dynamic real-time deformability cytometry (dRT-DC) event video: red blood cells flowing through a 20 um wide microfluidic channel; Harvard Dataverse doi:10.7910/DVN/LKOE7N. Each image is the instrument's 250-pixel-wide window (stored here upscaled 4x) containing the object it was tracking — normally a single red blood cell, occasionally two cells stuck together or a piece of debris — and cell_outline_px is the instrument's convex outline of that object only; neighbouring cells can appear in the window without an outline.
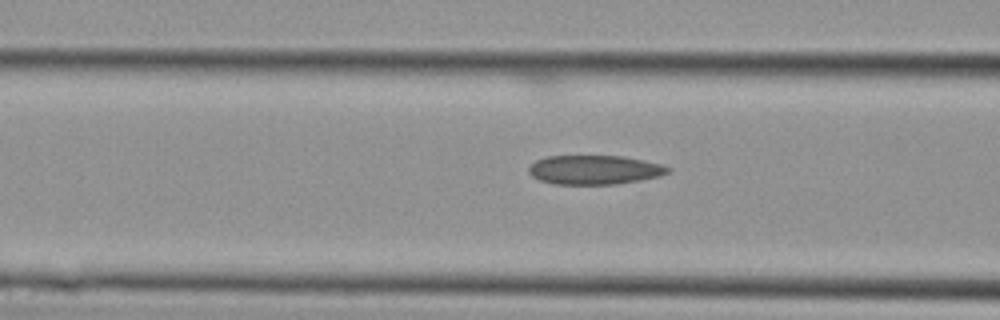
{"species": "Egyptian fruit bat (a non-hibernating species)", "species_latin": "Rousettus aegyptiacus", "temperature_condition": "cold", "stored_images_in_passage": 11, "camera_frame_rate_fps": 3000, "um_per_image_px": 0.085, "animal": {"sex": "female"}, "frame": {"image": 1, "passage_image": 11, "time_ms": 3.333, "image_size_px": [1000, 320], "cell_outline_px": [[672, 168], [668, 172], [660, 176], [640, 180], [616, 184], [556, 184], [540, 180], [532, 176], [528, 172], [528, 168], [536, 160], [548, 156], [624, 156], [644, 160], [660, 164]], "centroid_in_image_um": [50.54, 14.43], "position_along_channel_um": 116.1, "area_um2": 23.58}}